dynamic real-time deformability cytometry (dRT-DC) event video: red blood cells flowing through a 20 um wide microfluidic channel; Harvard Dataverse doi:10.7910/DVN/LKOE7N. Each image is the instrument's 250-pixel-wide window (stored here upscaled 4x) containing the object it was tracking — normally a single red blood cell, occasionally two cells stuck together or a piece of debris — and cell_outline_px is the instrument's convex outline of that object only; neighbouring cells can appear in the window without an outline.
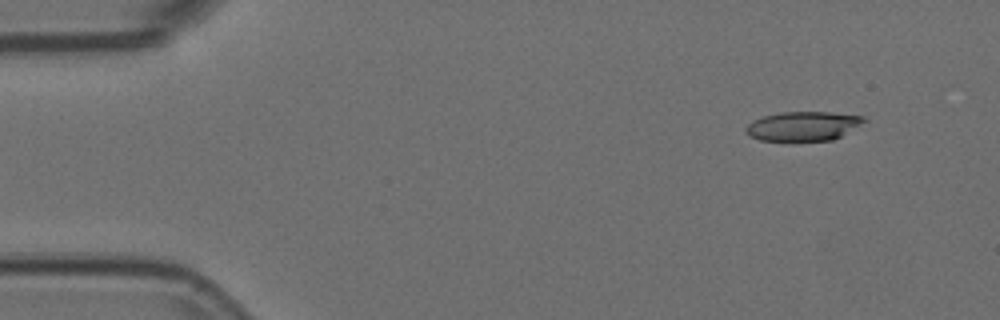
{"species": "Egyptian fruit bat (a non-hibernating species)", "species_latin": "Rousettus aegyptiacus", "temperature_condition": "room temperature", "stored_images_in_passage": 5, "camera_frame_rate_fps": 3000, "um_per_image_px": 0.085, "animal": {"sex": "female"}, "frame": {"image": 1, "passage_image": 2, "time_ms": 0.333, "image_size_px": [1000, 320], "cell_outline_px": [[868, 120], [840, 136], [832, 140], [760, 140], [748, 136], [744, 128], [752, 120], [764, 116], [784, 112], [828, 112], [864, 116]], "centroid_in_image_um": [68.24, 10.71], "position_along_channel_um": 16.8, "area_um2": 19.94}}
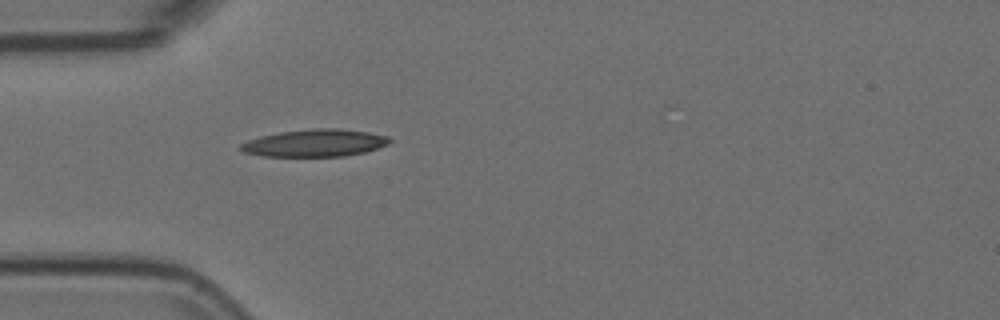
{"frame": {"image": 2, "passage_image": 5, "time_ms": 1.333, "image_size_px": [1000, 320], "cell_outline_px": [[392, 140], [388, 144], [364, 152], [344, 156], [260, 156], [244, 152], [240, 148], [240, 144], [248, 140], [260, 136], [280, 132], [312, 128], [336, 128], [368, 132], [388, 136]], "centroid_in_image_um": [26.75, 12.15], "position_along_channel_um": 58.2, "area_um2": 23.64}}